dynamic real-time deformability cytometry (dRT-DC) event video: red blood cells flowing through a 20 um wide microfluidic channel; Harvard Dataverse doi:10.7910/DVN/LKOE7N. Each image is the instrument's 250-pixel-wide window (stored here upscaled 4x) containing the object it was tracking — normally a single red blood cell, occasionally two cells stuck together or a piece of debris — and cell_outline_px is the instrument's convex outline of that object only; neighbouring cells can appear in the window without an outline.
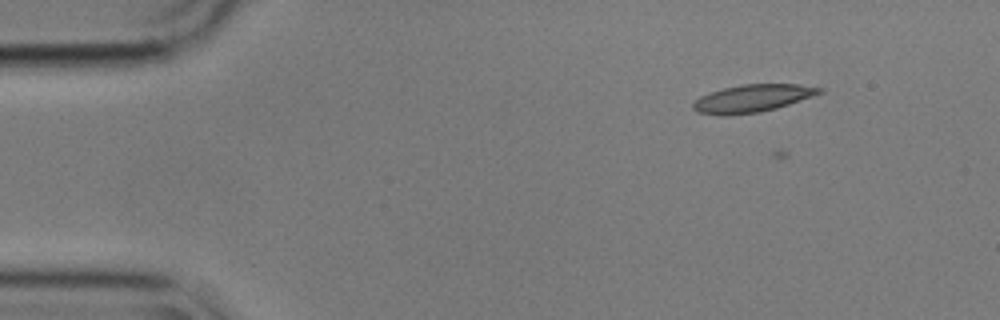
{"species": "common noctule bat (a hibernating species)", "species_latin": "Nyctalus noctula", "temperature_condition": "cold", "stored_images_in_passage": 9, "camera_frame_rate_fps": 3000, "um_per_image_px": 0.085, "animal": {"sex": "male", "body_mass_g": 17.9}, "frame": {"image": 1, "passage_image": 7, "time_ms": 2.0, "image_size_px": [1000, 320], "cell_outline_px": [[824, 92], [776, 108], [760, 112], [728, 116], [724, 116], [700, 112], [692, 108], [692, 104], [700, 96], [724, 88], [740, 84], [800, 84], [824, 88]], "centroid_in_image_um": [63.97, 8.36], "position_along_channel_um": 21.0, "area_um2": 20.23}}